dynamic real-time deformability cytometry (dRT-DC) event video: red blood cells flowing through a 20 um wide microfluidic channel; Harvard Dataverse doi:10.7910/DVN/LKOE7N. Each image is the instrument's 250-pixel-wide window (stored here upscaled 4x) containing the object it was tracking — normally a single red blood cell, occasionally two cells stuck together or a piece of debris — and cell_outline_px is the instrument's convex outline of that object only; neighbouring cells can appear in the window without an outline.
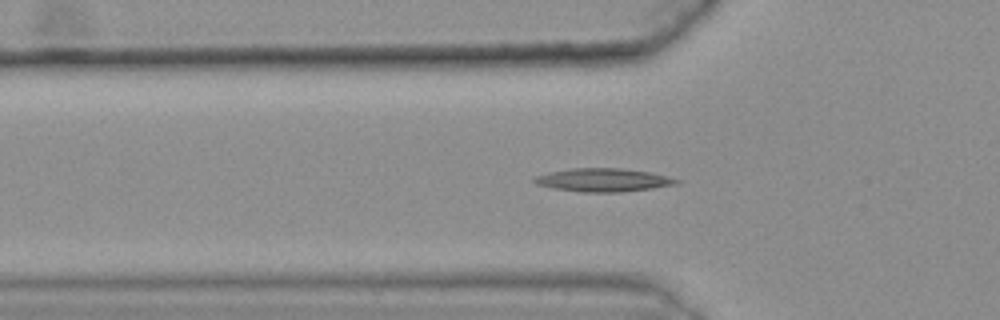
{"species": "common noctule bat (a hibernating species)", "species_latin": "Nyctalus noctula", "temperature_condition": "warm", "stored_images_in_passage": 48, "camera_frame_rate_fps": 3000, "um_per_image_px": 0.085, "animal": {"sex": "female", "body_mass_g": 25.1}, "frame": {"image": 1, "passage_image": 19, "time_ms": 6.0, "image_size_px": [1000, 320], "cell_outline_px": [[680, 180], [676, 184], [652, 188], [620, 192], [580, 192], [552, 188], [536, 184], [532, 180], [536, 176], [548, 172], [572, 168], [620, 168], [648, 172], [668, 176]], "centroid_in_image_um": [51.23, 15.3], "position_along_channel_um": 74.6, "area_um2": 19.19}}
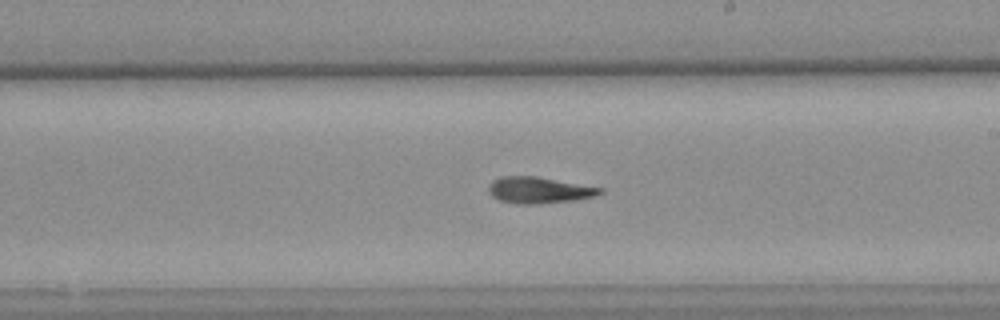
{"frame": {"image": 2, "passage_image": 33, "time_ms": 10.667, "image_size_px": [1000, 320], "cell_outline_px": [[604, 192], [596, 196], [572, 200], [536, 204], [520, 204], [500, 200], [492, 196], [488, 192], [488, 184], [492, 180], [500, 176], [536, 176], [604, 188]], "centroid_in_image_um": [45.8, 16.15], "position_along_channel_um": 243.2, "area_um2": 17.17}}
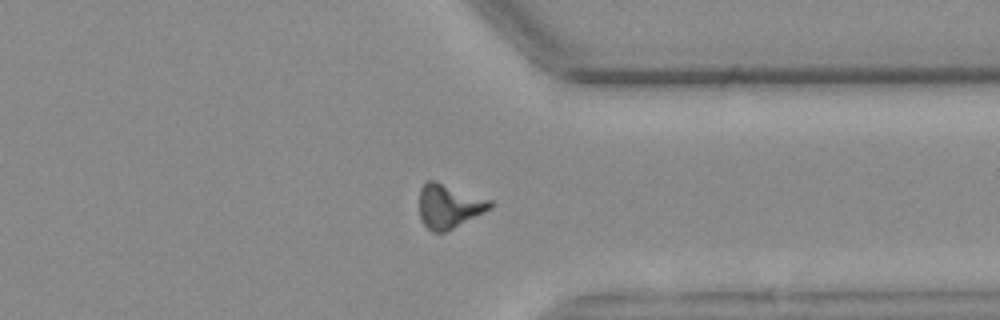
{"frame": {"image": 3, "passage_image": 44, "time_ms": 14.333, "image_size_px": [1000, 320], "cell_outline_px": [[492, 208], [448, 232], [432, 232], [424, 224], [420, 216], [420, 188], [428, 180], [436, 180], [492, 200]], "centroid_in_image_um": [38.18, 17.52], "position_along_channel_um": 373.2, "area_um2": 18.38}, "authors_computed_cell_mechanics": {"area_um2": 17.3689, "velocity_mm_per_s": 3.6152, "shape_relaxation_time_tau1_ms": null, "shape_relaxation_time_tau2_ms": 3.6924, "deformation_change_tau1": null, "deformation_change_tau2": 0.133}}